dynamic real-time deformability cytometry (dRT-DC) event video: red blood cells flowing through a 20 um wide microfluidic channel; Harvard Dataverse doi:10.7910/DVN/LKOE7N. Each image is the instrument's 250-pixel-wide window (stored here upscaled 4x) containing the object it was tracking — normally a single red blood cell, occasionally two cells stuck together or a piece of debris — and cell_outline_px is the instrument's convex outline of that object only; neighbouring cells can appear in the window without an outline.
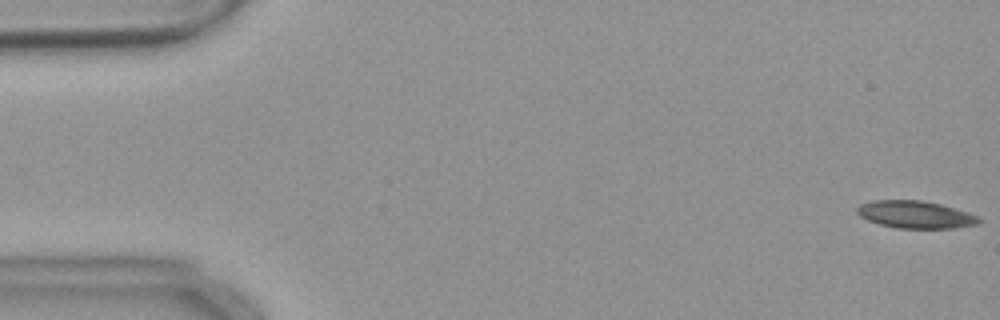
{"species": "common noctule bat (a hibernating species)", "species_latin": "Nyctalus noctula", "temperature_condition": "warm", "stored_images_in_passage": 55, "camera_frame_rate_fps": 3000, "um_per_image_px": 0.085, "animal": {"sex": "female", "body_mass_g": 18.4}, "frame": {"image": 1, "passage_image": 1, "time_ms": 0.0, "image_size_px": [1000, 320], "cell_outline_px": [[980, 224], [952, 228], [896, 228], [880, 224], [868, 220], [860, 216], [856, 212], [856, 208], [860, 204], [872, 200], [920, 200], [940, 204], [968, 212], [980, 216]], "centroid_in_image_um": [77.81, 18.23], "position_along_channel_um": 7.2, "area_um2": 19.48}}
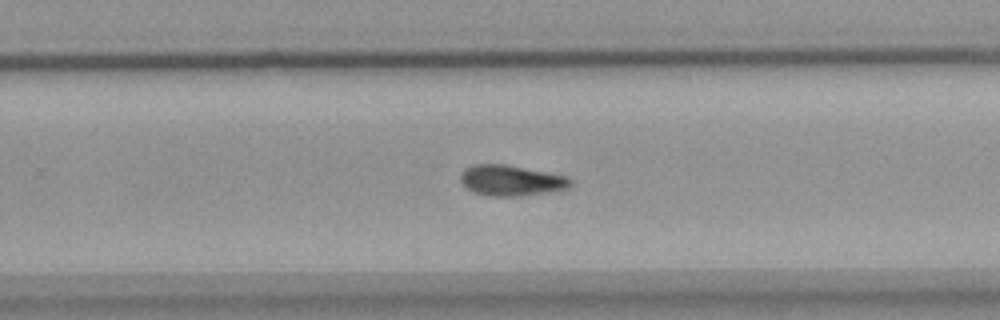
{"frame": {"image": 2, "passage_image": 35, "time_ms": 11.333, "image_size_px": [1000, 320], "cell_outline_px": [[576, 180], [568, 188], [544, 192], [516, 196], [488, 196], [472, 192], [460, 180], [460, 172], [464, 168], [472, 164], [508, 164], [572, 176]], "centroid_in_image_um": [43.49, 15.31], "position_along_channel_um": 286.3, "area_um2": 20.11}}
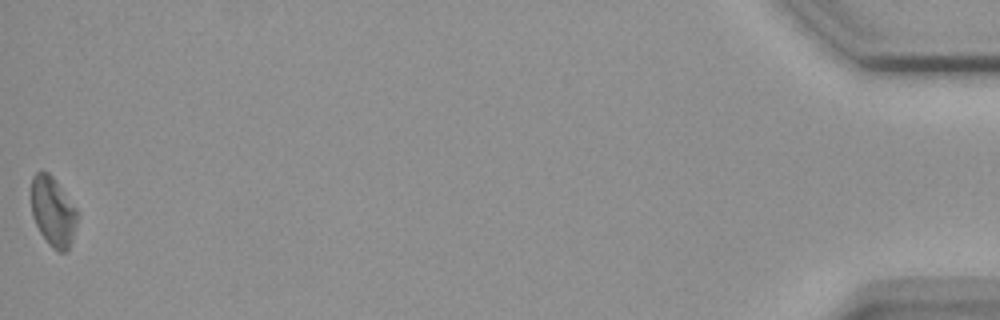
{"frame": {"image": 3, "passage_image": 55, "time_ms": 18.0, "image_size_px": [1000, 320], "cell_outline_px": [[76, 224], [72, 240], [68, 248], [64, 252], [60, 252], [52, 248], [48, 244], [40, 232], [32, 216], [32, 176], [36, 172], [48, 172], [56, 180], [76, 208]], "centroid_in_image_um": [4.49, 17.98], "position_along_channel_um": 430.7, "area_um2": 18.38}}